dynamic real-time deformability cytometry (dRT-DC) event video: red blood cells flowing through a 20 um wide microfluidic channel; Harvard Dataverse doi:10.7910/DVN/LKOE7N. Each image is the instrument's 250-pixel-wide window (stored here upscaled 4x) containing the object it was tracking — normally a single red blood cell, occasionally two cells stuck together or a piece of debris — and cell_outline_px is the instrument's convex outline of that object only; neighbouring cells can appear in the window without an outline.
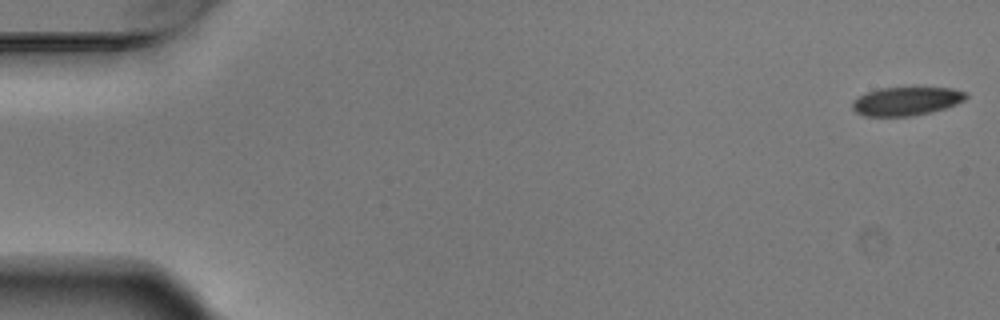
{"species": "Egyptian fruit bat (a non-hibernating species)", "species_latin": "Rousettus aegyptiacus", "temperature_condition": "warm", "stored_images_in_passage": 6, "camera_frame_rate_fps": 3000, "um_per_image_px": 0.085, "animal": {"sex": "male"}, "frame": {"image": 1, "passage_image": 1, "time_ms": 0.0, "image_size_px": [1000, 320], "cell_outline_px": [[968, 96], [964, 100], [956, 104], [932, 112], [912, 116], [864, 116], [856, 112], [852, 108], [852, 100], [868, 92], [880, 88], [952, 88], [968, 92]], "centroid_in_image_um": [77.05, 8.6], "position_along_channel_um": 8.0, "area_um2": 18.84}}
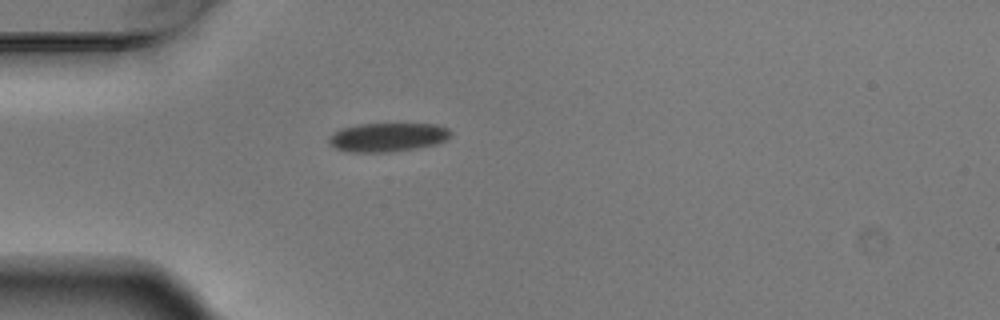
{"frame": {"image": 2, "passage_image": 5, "time_ms": 1.333, "image_size_px": [1000, 320], "cell_outline_px": [[452, 136], [448, 140], [436, 144], [416, 148], [388, 152], [344, 152], [336, 148], [328, 140], [340, 128], [356, 124], [436, 124], [448, 128], [452, 132]], "centroid_in_image_um": [33.0, 11.66], "position_along_channel_um": 52.0, "area_um2": 20.52}}